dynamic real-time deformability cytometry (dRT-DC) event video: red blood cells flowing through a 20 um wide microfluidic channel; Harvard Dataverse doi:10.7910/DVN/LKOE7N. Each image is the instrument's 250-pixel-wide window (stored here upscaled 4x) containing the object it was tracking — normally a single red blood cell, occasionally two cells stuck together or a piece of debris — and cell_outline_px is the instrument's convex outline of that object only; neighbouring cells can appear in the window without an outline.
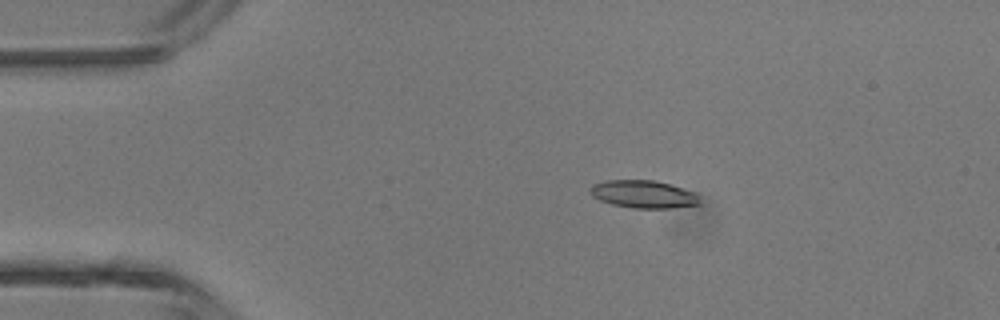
{"species": "common noctule bat (a hibernating species)", "species_latin": "Nyctalus noctula", "temperature_condition": "room temperature", "stored_images_in_passage": 3, "camera_frame_rate_fps": 3000, "um_per_image_px": 0.085, "animal": {"sex": "male", "body_mass_g": 13.3}, "frame": {"image": 1, "passage_image": 2, "time_ms": 1.333, "image_size_px": [1000, 320], "cell_outline_px": [[700, 204], [672, 208], [632, 208], [612, 204], [600, 200], [592, 196], [588, 192], [588, 188], [592, 184], [604, 180], [652, 180], [668, 184], [692, 192], [696, 196]], "centroid_in_image_um": [54.58, 16.5], "position_along_channel_um": 30.4, "area_um2": 17.51}}